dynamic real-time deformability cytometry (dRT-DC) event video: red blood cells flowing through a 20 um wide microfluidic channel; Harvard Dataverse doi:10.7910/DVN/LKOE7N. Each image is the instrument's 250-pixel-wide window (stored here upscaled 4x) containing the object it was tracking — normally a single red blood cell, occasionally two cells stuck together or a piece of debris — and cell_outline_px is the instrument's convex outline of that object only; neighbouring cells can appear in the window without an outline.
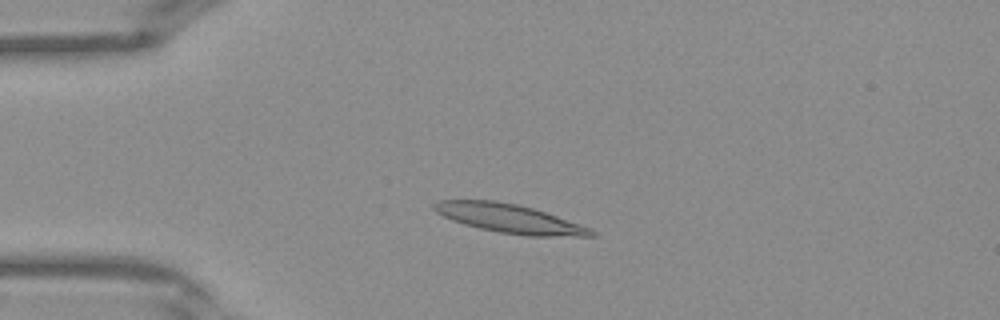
{"species": "Egyptian fruit bat (a non-hibernating species)", "species_latin": "Rousettus aegyptiacus", "temperature_condition": "warm", "stored_images_in_passage": 39, "camera_frame_rate_fps": 3000, "um_per_image_px": 0.085, "frame": {"image": 1, "passage_image": 8, "time_ms": 2.333, "image_size_px": [1000, 320], "cell_outline_px": [[596, 236], [528, 236], [500, 232], [480, 228], [464, 224], [452, 220], [436, 212], [432, 208], [432, 204], [440, 200], [496, 200], [516, 204], [532, 208], [592, 228], [596, 232]], "centroid_in_image_um": [43.3, 18.57], "position_along_channel_um": 41.7, "area_um2": 26.18}}
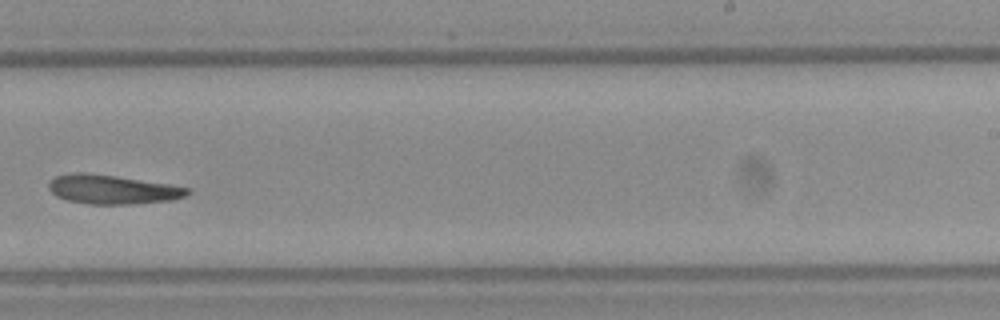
{"frame": {"image": 2, "passage_image": 24, "time_ms": 7.667, "image_size_px": [1000, 320], "cell_outline_px": [[192, 192], [184, 196], [172, 200], [132, 204], [88, 204], [68, 200], [56, 196], [48, 188], [48, 184], [56, 176], [72, 172], [84, 172], [116, 176], [168, 184], [192, 188]], "centroid_in_image_um": [9.57, 16.1], "position_along_channel_um": 279.4, "area_um2": 23.52}}
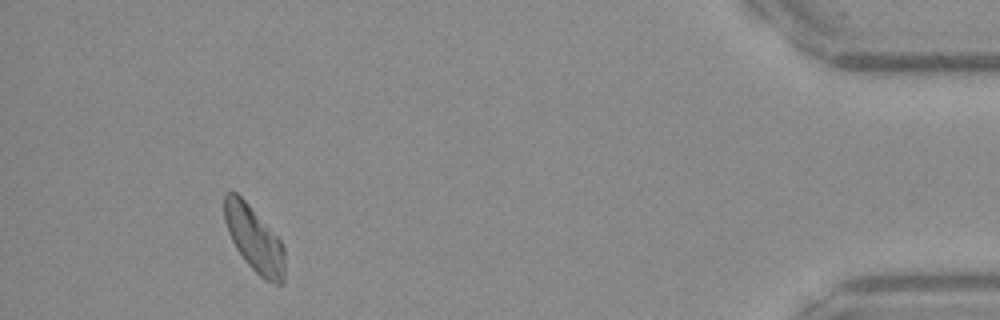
{"frame": {"image": 3, "passage_image": 36, "time_ms": 11.667, "image_size_px": [1000, 320], "cell_outline_px": [[284, 280], [280, 284], [276, 284], [264, 280], [244, 260], [236, 248], [228, 232], [224, 220], [224, 196], [228, 192], [236, 192], [248, 204], [284, 244]], "centroid_in_image_um": [21.61, 20.33], "position_along_channel_um": 413.6, "area_um2": 22.77}}